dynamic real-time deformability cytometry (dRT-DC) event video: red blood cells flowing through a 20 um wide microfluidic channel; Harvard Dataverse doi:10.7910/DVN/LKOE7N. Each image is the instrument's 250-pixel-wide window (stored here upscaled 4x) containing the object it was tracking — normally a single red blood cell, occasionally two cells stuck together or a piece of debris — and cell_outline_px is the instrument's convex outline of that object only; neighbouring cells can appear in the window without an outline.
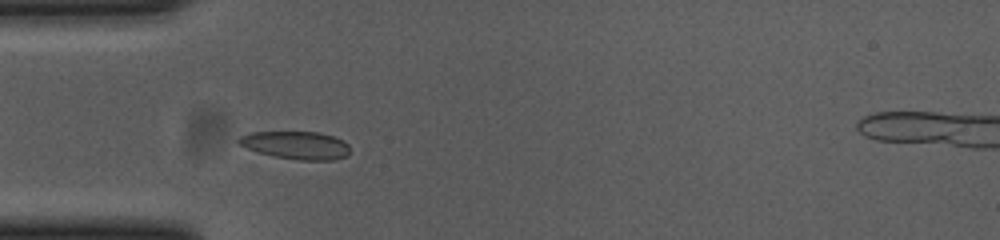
{"species": "common noctule bat (a hibernating species)", "species_latin": "Nyctalus noctula", "temperature_condition": "cold", "stored_images_in_passage": 33, "camera_frame_rate_fps": 3000, "um_per_image_px": 0.085, "animal": {"sex": "female", "body_mass_g": 23.0, "forearm_length_mm": 53.4}, "frame": {"image": 1, "passage_image": 4, "time_ms": 1.0, "image_size_px": [1000, 240], "cell_outline_px": [[348, 156], [332, 160], [300, 160], [272, 156], [248, 148], [240, 144], [236, 140], [240, 136], [248, 132], [320, 132], [344, 140], [348, 144]], "centroid_in_image_um": [25.18, 12.34], "position_along_channel_um": 59.8, "area_um2": 18.03}}
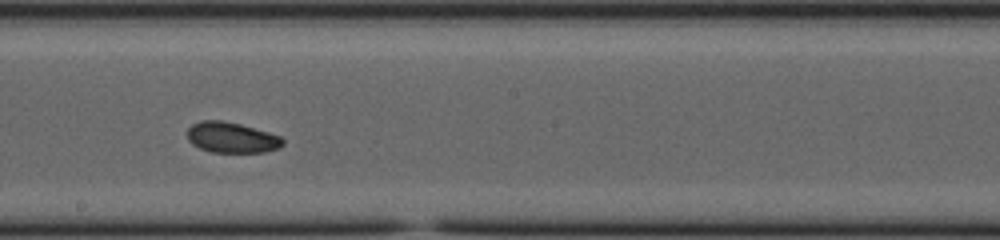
{"frame": {"image": 2, "passage_image": 18, "time_ms": 5.667, "image_size_px": [1000, 240], "cell_outline_px": [[284, 144], [280, 148], [264, 152], [212, 152], [200, 148], [192, 144], [188, 140], [188, 128], [192, 124], [200, 120], [220, 120], [240, 124], [268, 132], [280, 136], [284, 140]], "centroid_in_image_um": [19.69, 11.69], "position_along_channel_um": 228.5, "area_um2": 17.05}}
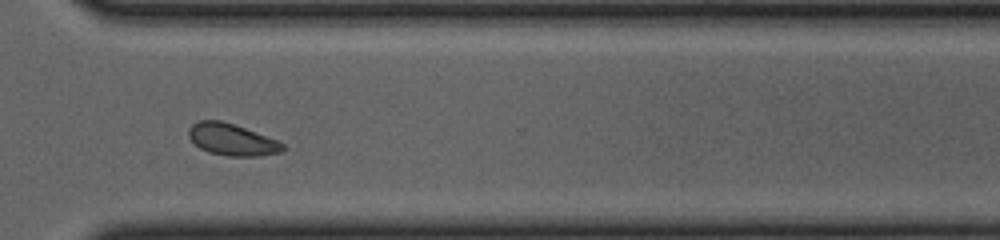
{"frame": {"image": 3, "passage_image": 28, "time_ms": 9.0, "image_size_px": [1000, 240], "cell_outline_px": [[284, 152], [256, 156], [228, 156], [208, 152], [200, 148], [188, 136], [188, 128], [192, 124], [200, 120], [220, 120], [280, 140], [284, 144]], "centroid_in_image_um": [19.74, 11.87], "position_along_channel_um": 350.9, "area_um2": 17.46}, "authors_computed_cell_mechanics": {"area_um2": 17.4556, "velocity_mm_per_s": 3.6656, "shape_relaxation_time_tau1_ms": 3.5197, "shape_relaxation_time_tau2_ms": 3.6953, "deformation_change_tau1": 0.0675, "deformation_change_tau2": 0.0774}}